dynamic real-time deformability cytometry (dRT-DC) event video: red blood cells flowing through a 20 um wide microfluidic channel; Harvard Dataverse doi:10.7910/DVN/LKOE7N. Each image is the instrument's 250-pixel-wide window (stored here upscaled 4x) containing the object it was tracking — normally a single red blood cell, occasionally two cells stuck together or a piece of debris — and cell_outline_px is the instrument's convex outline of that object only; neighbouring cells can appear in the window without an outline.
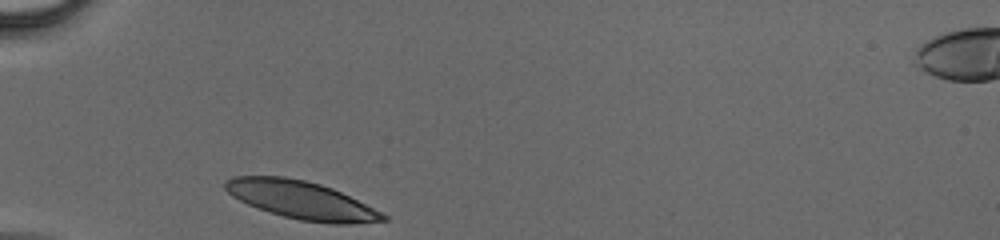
{"species": "human", "species_latin": "Homo sapiens", "temperature_condition": "cold", "stored_images_in_passage": 25, "camera_frame_rate_fps": 3000, "um_per_image_px": 0.085, "donor": {"sex": "male"}, "frame": {"image": 1, "passage_image": 1, "time_ms": 0.0, "image_size_px": [1000, 240], "cell_outline_px": [[388, 220], [352, 224], [332, 224], [300, 220], [268, 212], [248, 204], [232, 196], [224, 188], [224, 180], [232, 176], [284, 176], [304, 180], [320, 184], [332, 188], [388, 216]], "centroid_in_image_um": [25.56, 17.0], "position_along_channel_um": 59.4, "area_um2": 34.62}}
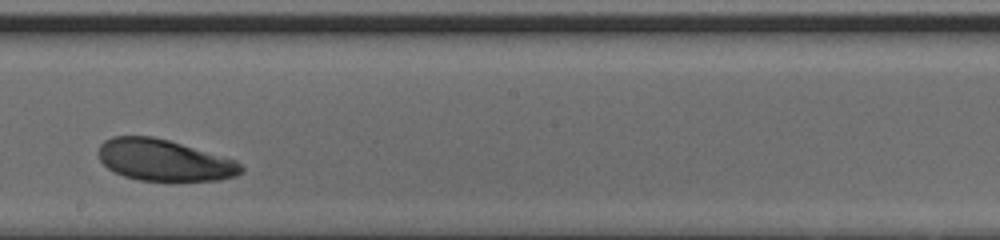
{"frame": {"image": 2, "passage_image": 14, "time_ms": 4.333, "image_size_px": [1000, 240], "cell_outline_px": [[244, 172], [236, 176], [220, 180], [172, 184], [140, 180], [124, 176], [108, 168], [100, 160], [96, 152], [100, 144], [104, 140], [112, 136], [152, 136], [168, 140], [236, 160], [244, 168]], "centroid_in_image_um": [13.97, 13.67], "position_along_channel_um": 234.2, "area_um2": 35.49}}
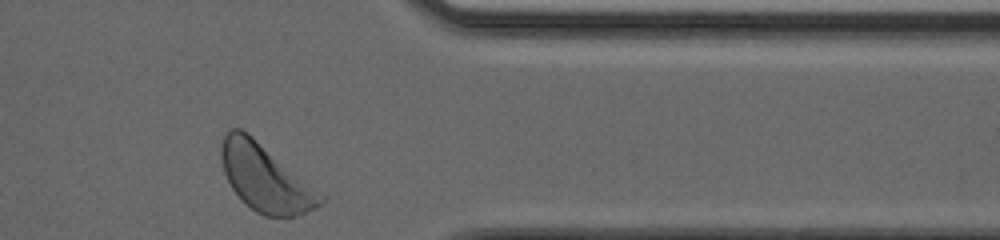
{"frame": {"image": 3, "passage_image": 25, "time_ms": 8.0, "image_size_px": [1000, 240], "cell_outline_px": [[324, 200], [316, 208], [292, 216], [264, 216], [256, 212], [232, 188], [224, 172], [220, 156], [220, 144], [228, 128], [240, 128], [248, 132], [324, 196]], "centroid_in_image_um": [22.5, 15.08], "position_along_channel_um": 388.9, "area_um2": 37.92}}